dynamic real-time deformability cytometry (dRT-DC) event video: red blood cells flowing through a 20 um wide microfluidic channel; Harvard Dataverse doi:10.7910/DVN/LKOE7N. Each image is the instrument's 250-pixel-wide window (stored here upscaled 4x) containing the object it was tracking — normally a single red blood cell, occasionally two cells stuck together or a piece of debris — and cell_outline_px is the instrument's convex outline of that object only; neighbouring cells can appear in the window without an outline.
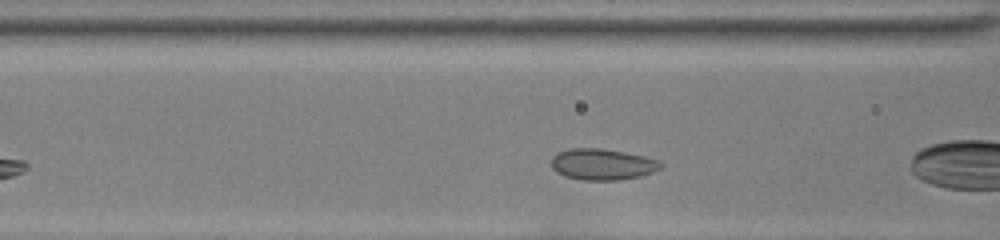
{"species": "common noctule bat (a hibernating species)", "species_latin": "Nyctalus noctula", "temperature_condition": "room temperature", "stored_images_in_passage": 29, "camera_frame_rate_fps": 3000, "um_per_image_px": 0.085, "animal": {"sex": "female", "body_mass_g": 22.0, "forearm_length_mm": 56.7}, "frame": {"image": 1, "passage_image": 5, "time_ms": 1.333, "image_size_px": [1000, 240], "cell_outline_px": [[664, 164], [660, 168], [652, 172], [640, 176], [620, 180], [580, 180], [564, 176], [556, 172], [552, 168], [552, 156], [560, 152], [572, 148], [600, 148], [624, 152], [644, 156], [660, 160]], "centroid_in_image_um": [51.21, 13.97], "position_along_channel_um": 115.4, "area_um2": 19.94}}
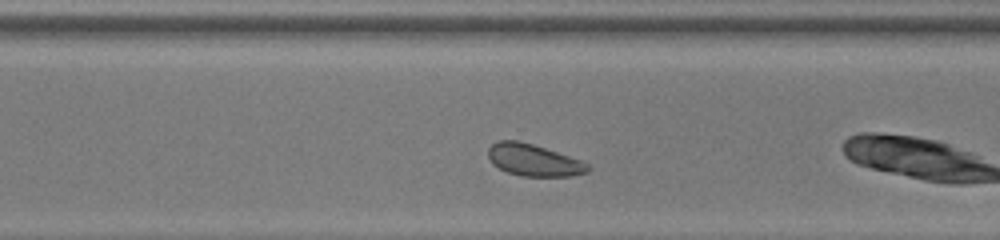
{"frame": {"image": 2, "passage_image": 21, "time_ms": 6.667, "image_size_px": [1000, 240], "cell_outline_px": [[592, 168], [588, 172], [572, 176], [520, 176], [508, 172], [492, 164], [488, 156], [488, 148], [492, 144], [500, 140], [520, 140], [580, 160], [588, 164]], "centroid_in_image_um": [45.35, 13.61], "position_along_channel_um": 325.2, "area_um2": 18.44}, "authors_computed_cell_mechanics": {"area_um2": 18.7272, "velocity_mm_per_s": 3.941, "shape_relaxation_time_tau1_ms": null, "shape_relaxation_time_tau2_ms": 1.2515, "deformation_change_tau1": null, "deformation_change_tau2": 0.0428}}